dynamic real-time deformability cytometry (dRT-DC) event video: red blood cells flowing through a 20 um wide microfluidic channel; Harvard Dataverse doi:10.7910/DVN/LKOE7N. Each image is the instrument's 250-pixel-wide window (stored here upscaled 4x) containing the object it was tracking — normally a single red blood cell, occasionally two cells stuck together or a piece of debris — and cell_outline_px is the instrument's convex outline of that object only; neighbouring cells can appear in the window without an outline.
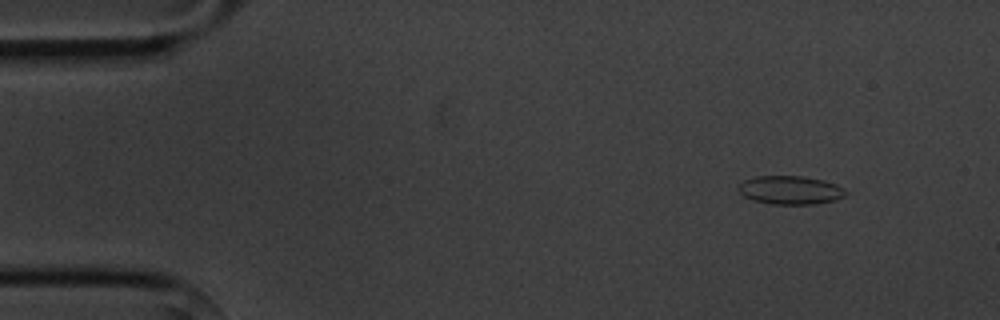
{"species": "common noctule bat (a hibernating species)", "species_latin": "Nyctalus noctula", "temperature_condition": "cold", "stored_images_in_passage": 5, "camera_frame_rate_fps": 3000, "um_per_image_px": 0.085, "animal": {"sex": "male", "body_mass_g": 20.1, "forearm_length_mm": 53.5}, "frame": {"image": 1, "passage_image": 2, "time_ms": 1.333, "image_size_px": [1000, 320], "cell_outline_px": [[848, 192], [844, 196], [836, 200], [816, 204], [772, 204], [752, 200], [744, 196], [740, 192], [740, 184], [744, 180], [756, 176], [804, 176], [824, 180], [836, 184], [844, 188]], "centroid_in_image_um": [67.22, 16.16], "position_along_channel_um": 17.8, "area_um2": 17.86}}